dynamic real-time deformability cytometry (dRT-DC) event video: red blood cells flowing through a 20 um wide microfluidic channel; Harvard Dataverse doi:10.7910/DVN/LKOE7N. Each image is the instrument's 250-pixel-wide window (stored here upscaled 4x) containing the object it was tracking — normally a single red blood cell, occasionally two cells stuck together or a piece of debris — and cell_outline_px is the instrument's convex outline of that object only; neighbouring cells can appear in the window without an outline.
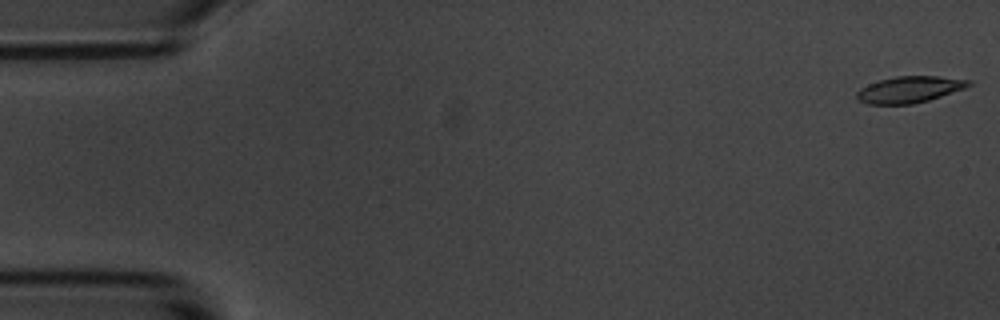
{"species": "common noctule bat (a hibernating species)", "species_latin": "Nyctalus noctula", "temperature_condition": "room temperature", "stored_images_in_passage": 6, "camera_frame_rate_fps": 3000, "um_per_image_px": 0.085, "animal": {"sex": "male", "body_mass_g": 20.1, "forearm_length_mm": 53.5}, "frame": {"image": 1, "passage_image": 1, "time_ms": 0.0, "image_size_px": [1000, 320], "cell_outline_px": [[972, 84], [964, 88], [928, 100], [912, 104], [868, 104], [860, 100], [856, 96], [856, 92], [860, 88], [868, 84], [880, 80], [896, 76], [940, 76], [972, 80]], "centroid_in_image_um": [77.3, 7.6], "position_along_channel_um": 7.7, "area_um2": 17.11}}